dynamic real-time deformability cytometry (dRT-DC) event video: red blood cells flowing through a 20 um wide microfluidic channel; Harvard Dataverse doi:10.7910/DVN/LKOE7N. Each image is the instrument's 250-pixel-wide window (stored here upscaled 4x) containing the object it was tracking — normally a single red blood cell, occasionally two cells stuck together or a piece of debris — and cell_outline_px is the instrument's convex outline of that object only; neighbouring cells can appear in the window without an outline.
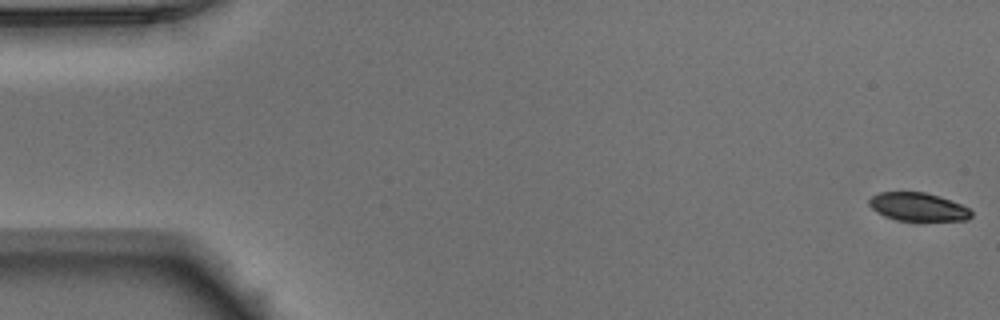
{"species": "Egyptian fruit bat (a non-hibernating species)", "species_latin": "Rousettus aegyptiacus", "temperature_condition": "warm", "stored_images_in_passage": 51, "camera_frame_rate_fps": 3000, "um_per_image_px": 0.085, "animal": {"sex": "male"}, "frame": {"image": 1, "passage_image": 1, "time_ms": 0.0, "image_size_px": [1000, 320], "cell_outline_px": [[972, 216], [968, 220], [896, 220], [884, 216], [876, 212], [868, 204], [868, 200], [872, 196], [880, 192], [924, 192], [940, 196], [960, 204], [968, 208], [972, 212]], "centroid_in_image_um": [78.01, 17.58], "position_along_channel_um": 7.0, "area_um2": 16.76}}
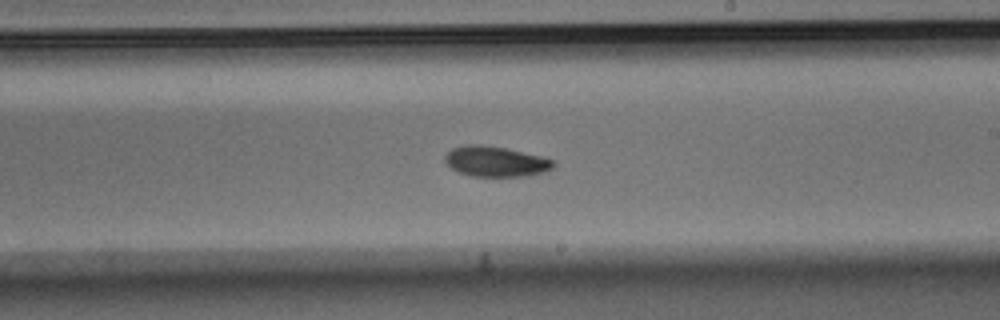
{"frame": {"image": 2, "passage_image": 30, "time_ms": 9.667, "image_size_px": [1000, 320], "cell_outline_px": [[556, 164], [552, 168], [544, 172], [528, 176], [472, 176], [460, 172], [452, 168], [444, 160], [444, 156], [452, 148], [468, 144], [480, 144], [504, 148], [544, 156], [552, 160]], "centroid_in_image_um": [42.15, 13.72], "position_along_channel_um": 246.8, "area_um2": 19.13}}
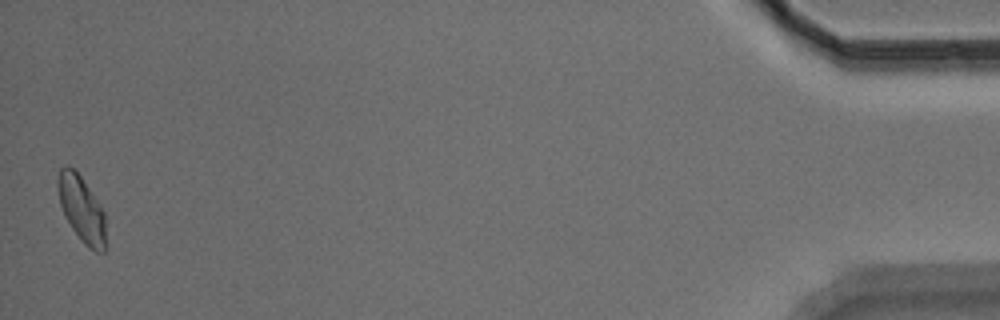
{"frame": {"image": 3, "passage_image": 51, "time_ms": 16.667, "image_size_px": [1000, 320], "cell_outline_px": [[104, 252], [96, 252], [88, 248], [80, 240], [64, 216], [60, 204], [56, 184], [60, 168], [64, 164], [68, 164], [80, 176], [100, 204], [104, 212]], "centroid_in_image_um": [6.9, 17.75], "position_along_channel_um": 428.3, "area_um2": 18.32}, "authors_computed_cell_mechanics": {"area_um2": 18.9006, "velocity_mm_per_s": 3.9316, "shape_relaxation_time_tau1_ms": 3.9377, "shape_relaxation_time_tau2_ms": null, "deformation_change_tau1": 0.1322, "deformation_change_tau2": null}}